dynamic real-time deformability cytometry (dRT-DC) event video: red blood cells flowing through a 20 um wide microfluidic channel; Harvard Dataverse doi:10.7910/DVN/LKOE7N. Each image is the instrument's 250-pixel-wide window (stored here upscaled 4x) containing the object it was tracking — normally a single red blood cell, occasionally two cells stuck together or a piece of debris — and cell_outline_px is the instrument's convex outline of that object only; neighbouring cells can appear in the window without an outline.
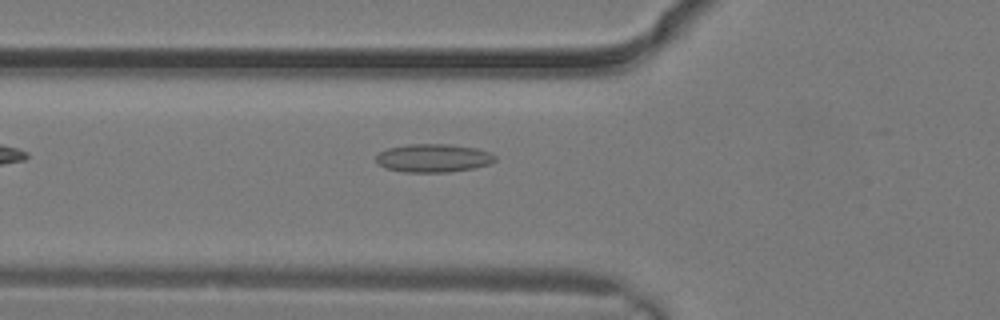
{"species": "common noctule bat (a hibernating species)", "species_latin": "Nyctalus noctula", "temperature_condition": "warm", "stored_images_in_passage": 3, "camera_frame_rate_fps": 3000, "um_per_image_px": 0.085, "animal": {"sex": "male", "body_mass_g": 19.2, "forearm_length_mm": 51.8}, "frame": {"image": 1, "passage_image": 2, "time_ms": 0.333, "image_size_px": [1000, 320], "cell_outline_px": [[496, 160], [492, 164], [472, 168], [448, 172], [404, 172], [384, 168], [376, 160], [376, 156], [380, 152], [388, 148], [408, 144], [448, 144], [476, 148], [492, 152], [496, 156]], "centroid_in_image_um": [36.87, 13.43], "position_along_channel_um": 88.9, "area_um2": 19.71}}